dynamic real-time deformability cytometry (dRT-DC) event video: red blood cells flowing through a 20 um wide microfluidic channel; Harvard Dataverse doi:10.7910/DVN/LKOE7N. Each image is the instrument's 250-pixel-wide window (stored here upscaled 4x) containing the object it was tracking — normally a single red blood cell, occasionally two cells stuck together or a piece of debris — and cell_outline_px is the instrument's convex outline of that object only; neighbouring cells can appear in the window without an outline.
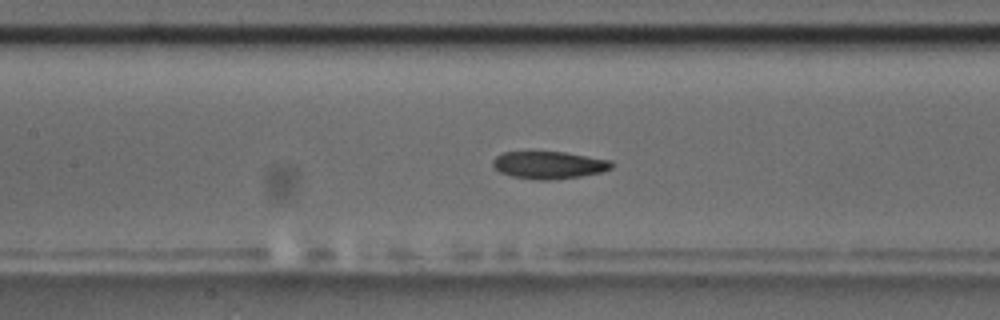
{"species": "common noctule bat (a hibernating species)", "species_latin": "Nyctalus noctula", "temperature_condition": "room temperature", "stored_images_in_passage": 57, "camera_frame_rate_fps": 3000, "um_per_image_px": 0.085, "animal": {"sex": "male", "body_mass_g": 17.5, "forearm_length_mm": 52.3}, "frame": {"image": 1, "passage_image": 26, "time_ms": 8.333, "image_size_px": [1000, 320], "cell_outline_px": [[612, 168], [600, 172], [580, 176], [552, 180], [536, 180], [512, 176], [500, 172], [492, 164], [492, 160], [496, 156], [504, 152], [528, 148], [564, 152], [612, 160]], "centroid_in_image_um": [46.59, 13.97], "position_along_channel_um": 160.8, "area_um2": 19.77}}
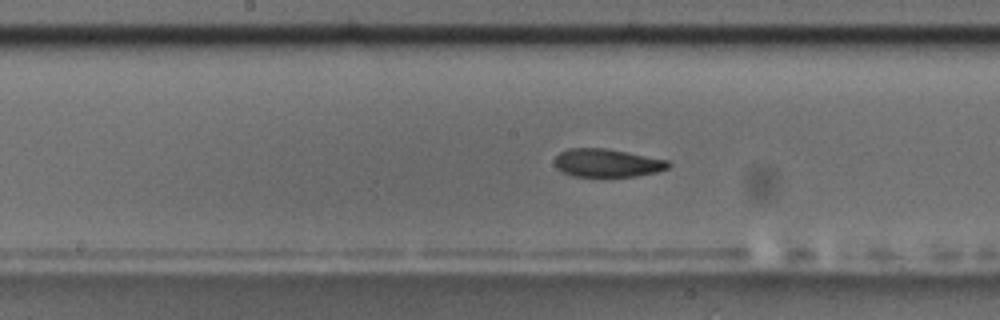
{"frame": {"image": 2, "passage_image": 29, "time_ms": 9.333, "image_size_px": [1000, 320], "cell_outline_px": [[672, 164], [668, 168], [656, 172], [636, 176], [572, 176], [560, 172], [556, 168], [556, 156], [560, 152], [568, 148], [604, 148], [668, 160]], "centroid_in_image_um": [51.59, 13.85], "position_along_channel_um": 196.6, "area_um2": 18.55}}
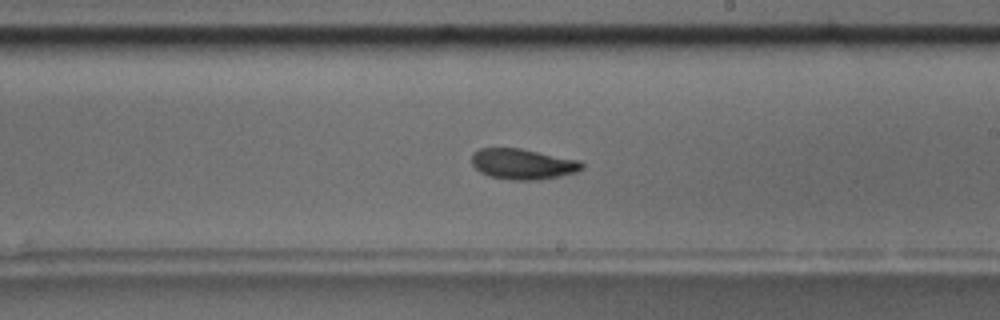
{"frame": {"image": 3, "passage_image": 33, "time_ms": 10.667, "image_size_px": [1000, 320], "cell_outline_px": [[584, 168], [576, 172], [540, 180], [512, 180], [488, 176], [480, 172], [472, 164], [472, 156], [480, 148], [520, 148], [580, 160], [584, 164]], "centroid_in_image_um": [44.46, 13.95], "position_along_channel_um": 244.5, "area_um2": 19.65}, "authors_computed_cell_mechanics": {"area_um2": 19.363, "velocity_mm_per_s": 3.621, "shape_relaxation_time_tau1_ms": 3.4819, "shape_relaxation_time_tau2_ms": 2.5876, "deformation_change_tau1": 0.1309, "deformation_change_tau2": 0.0806}}